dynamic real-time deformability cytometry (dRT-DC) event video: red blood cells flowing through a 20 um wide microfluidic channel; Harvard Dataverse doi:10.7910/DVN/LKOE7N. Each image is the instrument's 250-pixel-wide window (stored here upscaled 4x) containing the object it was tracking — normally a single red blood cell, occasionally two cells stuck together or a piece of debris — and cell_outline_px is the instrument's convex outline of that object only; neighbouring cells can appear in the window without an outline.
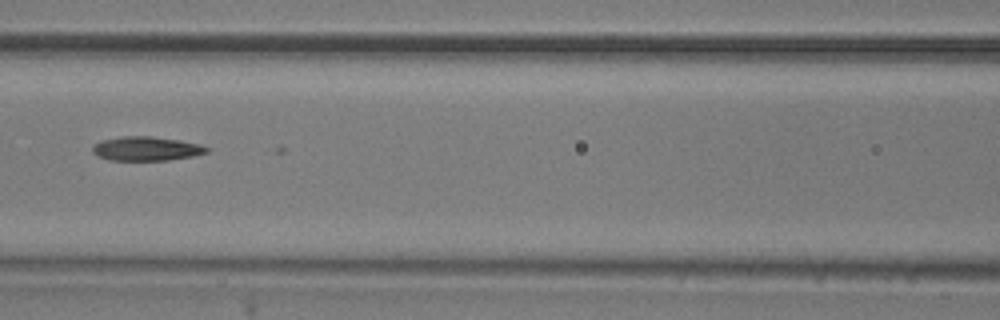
{"species": "common noctule bat (a hibernating species)", "species_latin": "Nyctalus noctula", "temperature_condition": "room temperature", "stored_images_in_passage": 6, "camera_frame_rate_fps": 3000, "um_per_image_px": 0.085, "animal": {"sex": "male", "body_mass_g": 20.5, "forearm_length_mm": 52.5}, "frame": {"image": 1, "passage_image": 6, "time_ms": 1.667, "image_size_px": [1000, 320], "cell_outline_px": [[208, 152], [192, 156], [168, 160], [108, 160], [96, 156], [92, 152], [92, 144], [100, 140], [120, 136], [152, 136], [180, 140], [200, 144], [208, 148]], "centroid_in_image_um": [12.37, 12.63], "position_along_channel_um": 154.2, "area_um2": 16.24}}